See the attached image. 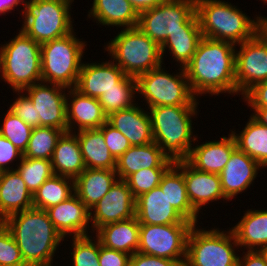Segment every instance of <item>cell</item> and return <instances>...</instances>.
Returning <instances> with one entry per match:
<instances>
[{
    "label": "cell",
    "instance_id": "23",
    "mask_svg": "<svg viewBox=\"0 0 267 266\" xmlns=\"http://www.w3.org/2000/svg\"><path fill=\"white\" fill-rule=\"evenodd\" d=\"M236 148L235 138L229 133L228 137L222 136L220 140L192 146L186 161L199 171L219 174Z\"/></svg>",
    "mask_w": 267,
    "mask_h": 266
},
{
    "label": "cell",
    "instance_id": "37",
    "mask_svg": "<svg viewBox=\"0 0 267 266\" xmlns=\"http://www.w3.org/2000/svg\"><path fill=\"white\" fill-rule=\"evenodd\" d=\"M63 133V130L53 127H33L23 157L51 160L57 141Z\"/></svg>",
    "mask_w": 267,
    "mask_h": 266
},
{
    "label": "cell",
    "instance_id": "22",
    "mask_svg": "<svg viewBox=\"0 0 267 266\" xmlns=\"http://www.w3.org/2000/svg\"><path fill=\"white\" fill-rule=\"evenodd\" d=\"M107 122L119 130L131 146H142L154 142L151 117L148 109L135 104L133 107L111 113Z\"/></svg>",
    "mask_w": 267,
    "mask_h": 266
},
{
    "label": "cell",
    "instance_id": "41",
    "mask_svg": "<svg viewBox=\"0 0 267 266\" xmlns=\"http://www.w3.org/2000/svg\"><path fill=\"white\" fill-rule=\"evenodd\" d=\"M169 168L141 169L129 175L124 181L132 191L135 199L153 188L158 187L162 177Z\"/></svg>",
    "mask_w": 267,
    "mask_h": 266
},
{
    "label": "cell",
    "instance_id": "53",
    "mask_svg": "<svg viewBox=\"0 0 267 266\" xmlns=\"http://www.w3.org/2000/svg\"><path fill=\"white\" fill-rule=\"evenodd\" d=\"M257 17L259 18V31L267 39V17L261 15Z\"/></svg>",
    "mask_w": 267,
    "mask_h": 266
},
{
    "label": "cell",
    "instance_id": "10",
    "mask_svg": "<svg viewBox=\"0 0 267 266\" xmlns=\"http://www.w3.org/2000/svg\"><path fill=\"white\" fill-rule=\"evenodd\" d=\"M194 225L187 238L184 266H238L239 248L231 230L199 228Z\"/></svg>",
    "mask_w": 267,
    "mask_h": 266
},
{
    "label": "cell",
    "instance_id": "38",
    "mask_svg": "<svg viewBox=\"0 0 267 266\" xmlns=\"http://www.w3.org/2000/svg\"><path fill=\"white\" fill-rule=\"evenodd\" d=\"M15 166L32 195L54 175L51 160L47 159L22 157L19 164Z\"/></svg>",
    "mask_w": 267,
    "mask_h": 266
},
{
    "label": "cell",
    "instance_id": "1",
    "mask_svg": "<svg viewBox=\"0 0 267 266\" xmlns=\"http://www.w3.org/2000/svg\"><path fill=\"white\" fill-rule=\"evenodd\" d=\"M236 45L203 37L184 67L193 94L236 95ZM203 94V95H202Z\"/></svg>",
    "mask_w": 267,
    "mask_h": 266
},
{
    "label": "cell",
    "instance_id": "9",
    "mask_svg": "<svg viewBox=\"0 0 267 266\" xmlns=\"http://www.w3.org/2000/svg\"><path fill=\"white\" fill-rule=\"evenodd\" d=\"M160 65L137 79V94L142 95L148 107L156 106H198V98L193 94L185 69L171 74Z\"/></svg>",
    "mask_w": 267,
    "mask_h": 266
},
{
    "label": "cell",
    "instance_id": "55",
    "mask_svg": "<svg viewBox=\"0 0 267 266\" xmlns=\"http://www.w3.org/2000/svg\"><path fill=\"white\" fill-rule=\"evenodd\" d=\"M264 4L267 3V0H261Z\"/></svg>",
    "mask_w": 267,
    "mask_h": 266
},
{
    "label": "cell",
    "instance_id": "31",
    "mask_svg": "<svg viewBox=\"0 0 267 266\" xmlns=\"http://www.w3.org/2000/svg\"><path fill=\"white\" fill-rule=\"evenodd\" d=\"M159 187L166 194L170 205L175 211L185 220L192 222L194 225H198L197 222L200 216L193 209L188 198L183 172L175 164L165 172Z\"/></svg>",
    "mask_w": 267,
    "mask_h": 266
},
{
    "label": "cell",
    "instance_id": "27",
    "mask_svg": "<svg viewBox=\"0 0 267 266\" xmlns=\"http://www.w3.org/2000/svg\"><path fill=\"white\" fill-rule=\"evenodd\" d=\"M115 170L86 168L74 179V191L89 208H93L116 183Z\"/></svg>",
    "mask_w": 267,
    "mask_h": 266
},
{
    "label": "cell",
    "instance_id": "49",
    "mask_svg": "<svg viewBox=\"0 0 267 266\" xmlns=\"http://www.w3.org/2000/svg\"><path fill=\"white\" fill-rule=\"evenodd\" d=\"M238 257V266H267V258L262 251H244Z\"/></svg>",
    "mask_w": 267,
    "mask_h": 266
},
{
    "label": "cell",
    "instance_id": "6",
    "mask_svg": "<svg viewBox=\"0 0 267 266\" xmlns=\"http://www.w3.org/2000/svg\"><path fill=\"white\" fill-rule=\"evenodd\" d=\"M105 46L111 60L128 76L137 78L164 64L161 46L137 26L121 29Z\"/></svg>",
    "mask_w": 267,
    "mask_h": 266
},
{
    "label": "cell",
    "instance_id": "36",
    "mask_svg": "<svg viewBox=\"0 0 267 266\" xmlns=\"http://www.w3.org/2000/svg\"><path fill=\"white\" fill-rule=\"evenodd\" d=\"M136 93H138L137 79L127 75L118 84V88L106 91L98 98V101L104 113L109 116L113 112L133 107L136 104Z\"/></svg>",
    "mask_w": 267,
    "mask_h": 266
},
{
    "label": "cell",
    "instance_id": "20",
    "mask_svg": "<svg viewBox=\"0 0 267 266\" xmlns=\"http://www.w3.org/2000/svg\"><path fill=\"white\" fill-rule=\"evenodd\" d=\"M127 75L112 61L85 63L81 66L75 89L80 93L99 98L106 91L118 88Z\"/></svg>",
    "mask_w": 267,
    "mask_h": 266
},
{
    "label": "cell",
    "instance_id": "45",
    "mask_svg": "<svg viewBox=\"0 0 267 266\" xmlns=\"http://www.w3.org/2000/svg\"><path fill=\"white\" fill-rule=\"evenodd\" d=\"M23 153H21L8 139L0 134V172L15 170L11 163L21 161ZM17 159V160H16Z\"/></svg>",
    "mask_w": 267,
    "mask_h": 266
},
{
    "label": "cell",
    "instance_id": "25",
    "mask_svg": "<svg viewBox=\"0 0 267 266\" xmlns=\"http://www.w3.org/2000/svg\"><path fill=\"white\" fill-rule=\"evenodd\" d=\"M33 207V195L18 171L0 172V219Z\"/></svg>",
    "mask_w": 267,
    "mask_h": 266
},
{
    "label": "cell",
    "instance_id": "13",
    "mask_svg": "<svg viewBox=\"0 0 267 266\" xmlns=\"http://www.w3.org/2000/svg\"><path fill=\"white\" fill-rule=\"evenodd\" d=\"M236 47V95L242 97L256 84L267 81V39L258 31ZM239 50V51H238Z\"/></svg>",
    "mask_w": 267,
    "mask_h": 266
},
{
    "label": "cell",
    "instance_id": "8",
    "mask_svg": "<svg viewBox=\"0 0 267 266\" xmlns=\"http://www.w3.org/2000/svg\"><path fill=\"white\" fill-rule=\"evenodd\" d=\"M74 0H25L21 30L39 44L74 31L71 4ZM73 21V22H72Z\"/></svg>",
    "mask_w": 267,
    "mask_h": 266
},
{
    "label": "cell",
    "instance_id": "39",
    "mask_svg": "<svg viewBox=\"0 0 267 266\" xmlns=\"http://www.w3.org/2000/svg\"><path fill=\"white\" fill-rule=\"evenodd\" d=\"M0 123V134L8 139L21 153L27 149L33 127L26 124L9 109Z\"/></svg>",
    "mask_w": 267,
    "mask_h": 266
},
{
    "label": "cell",
    "instance_id": "26",
    "mask_svg": "<svg viewBox=\"0 0 267 266\" xmlns=\"http://www.w3.org/2000/svg\"><path fill=\"white\" fill-rule=\"evenodd\" d=\"M140 223L137 217L109 223L99 227L94 233L101 245L133 255L139 248Z\"/></svg>",
    "mask_w": 267,
    "mask_h": 266
},
{
    "label": "cell",
    "instance_id": "32",
    "mask_svg": "<svg viewBox=\"0 0 267 266\" xmlns=\"http://www.w3.org/2000/svg\"><path fill=\"white\" fill-rule=\"evenodd\" d=\"M76 133L86 168L115 170L116 159L109 152L99 129Z\"/></svg>",
    "mask_w": 267,
    "mask_h": 266
},
{
    "label": "cell",
    "instance_id": "30",
    "mask_svg": "<svg viewBox=\"0 0 267 266\" xmlns=\"http://www.w3.org/2000/svg\"><path fill=\"white\" fill-rule=\"evenodd\" d=\"M54 175L75 179L85 169L76 133L64 132L58 139L51 159Z\"/></svg>",
    "mask_w": 267,
    "mask_h": 266
},
{
    "label": "cell",
    "instance_id": "18",
    "mask_svg": "<svg viewBox=\"0 0 267 266\" xmlns=\"http://www.w3.org/2000/svg\"><path fill=\"white\" fill-rule=\"evenodd\" d=\"M260 169L263 167L257 161L236 148L225 168L219 173L224 196L231 201L250 188L251 184L253 187Z\"/></svg>",
    "mask_w": 267,
    "mask_h": 266
},
{
    "label": "cell",
    "instance_id": "28",
    "mask_svg": "<svg viewBox=\"0 0 267 266\" xmlns=\"http://www.w3.org/2000/svg\"><path fill=\"white\" fill-rule=\"evenodd\" d=\"M241 220L231 228L237 243L239 252L262 251L267 246V209H248ZM243 247V248H242Z\"/></svg>",
    "mask_w": 267,
    "mask_h": 266
},
{
    "label": "cell",
    "instance_id": "15",
    "mask_svg": "<svg viewBox=\"0 0 267 266\" xmlns=\"http://www.w3.org/2000/svg\"><path fill=\"white\" fill-rule=\"evenodd\" d=\"M135 204L136 199L127 183L118 179L108 193L90 209L92 232L106 224L135 217Z\"/></svg>",
    "mask_w": 267,
    "mask_h": 266
},
{
    "label": "cell",
    "instance_id": "12",
    "mask_svg": "<svg viewBox=\"0 0 267 266\" xmlns=\"http://www.w3.org/2000/svg\"><path fill=\"white\" fill-rule=\"evenodd\" d=\"M194 224H140L139 253L178 261L184 266L187 238Z\"/></svg>",
    "mask_w": 267,
    "mask_h": 266
},
{
    "label": "cell",
    "instance_id": "54",
    "mask_svg": "<svg viewBox=\"0 0 267 266\" xmlns=\"http://www.w3.org/2000/svg\"><path fill=\"white\" fill-rule=\"evenodd\" d=\"M262 253L266 256L267 258V246L262 250Z\"/></svg>",
    "mask_w": 267,
    "mask_h": 266
},
{
    "label": "cell",
    "instance_id": "16",
    "mask_svg": "<svg viewBox=\"0 0 267 266\" xmlns=\"http://www.w3.org/2000/svg\"><path fill=\"white\" fill-rule=\"evenodd\" d=\"M184 175L186 191L193 209L200 214V210L210 202L227 200L221 188L219 174L202 172L192 167L186 160L174 163Z\"/></svg>",
    "mask_w": 267,
    "mask_h": 266
},
{
    "label": "cell",
    "instance_id": "33",
    "mask_svg": "<svg viewBox=\"0 0 267 266\" xmlns=\"http://www.w3.org/2000/svg\"><path fill=\"white\" fill-rule=\"evenodd\" d=\"M230 130L237 148L257 161L263 168L267 167V126L259 123L251 115L242 131Z\"/></svg>",
    "mask_w": 267,
    "mask_h": 266
},
{
    "label": "cell",
    "instance_id": "46",
    "mask_svg": "<svg viewBox=\"0 0 267 266\" xmlns=\"http://www.w3.org/2000/svg\"><path fill=\"white\" fill-rule=\"evenodd\" d=\"M130 256L128 253L107 248L100 244V266H129Z\"/></svg>",
    "mask_w": 267,
    "mask_h": 266
},
{
    "label": "cell",
    "instance_id": "43",
    "mask_svg": "<svg viewBox=\"0 0 267 266\" xmlns=\"http://www.w3.org/2000/svg\"><path fill=\"white\" fill-rule=\"evenodd\" d=\"M99 130L103 134L109 152L116 160L131 147L129 140L108 122L104 123Z\"/></svg>",
    "mask_w": 267,
    "mask_h": 266
},
{
    "label": "cell",
    "instance_id": "51",
    "mask_svg": "<svg viewBox=\"0 0 267 266\" xmlns=\"http://www.w3.org/2000/svg\"><path fill=\"white\" fill-rule=\"evenodd\" d=\"M19 4H22L24 7L25 0H0V15L8 14L13 10L15 7H17Z\"/></svg>",
    "mask_w": 267,
    "mask_h": 266
},
{
    "label": "cell",
    "instance_id": "48",
    "mask_svg": "<svg viewBox=\"0 0 267 266\" xmlns=\"http://www.w3.org/2000/svg\"><path fill=\"white\" fill-rule=\"evenodd\" d=\"M129 266H182L178 261L139 252L130 256Z\"/></svg>",
    "mask_w": 267,
    "mask_h": 266
},
{
    "label": "cell",
    "instance_id": "3",
    "mask_svg": "<svg viewBox=\"0 0 267 266\" xmlns=\"http://www.w3.org/2000/svg\"><path fill=\"white\" fill-rule=\"evenodd\" d=\"M197 108L198 106H156L148 109L154 142L174 162L186 160L192 145L198 139L193 134L192 126V118L198 115Z\"/></svg>",
    "mask_w": 267,
    "mask_h": 266
},
{
    "label": "cell",
    "instance_id": "47",
    "mask_svg": "<svg viewBox=\"0 0 267 266\" xmlns=\"http://www.w3.org/2000/svg\"><path fill=\"white\" fill-rule=\"evenodd\" d=\"M243 98L242 100L248 104V107L267 108V81L256 84Z\"/></svg>",
    "mask_w": 267,
    "mask_h": 266
},
{
    "label": "cell",
    "instance_id": "42",
    "mask_svg": "<svg viewBox=\"0 0 267 266\" xmlns=\"http://www.w3.org/2000/svg\"><path fill=\"white\" fill-rule=\"evenodd\" d=\"M0 266H27L10 231L0 224Z\"/></svg>",
    "mask_w": 267,
    "mask_h": 266
},
{
    "label": "cell",
    "instance_id": "11",
    "mask_svg": "<svg viewBox=\"0 0 267 266\" xmlns=\"http://www.w3.org/2000/svg\"><path fill=\"white\" fill-rule=\"evenodd\" d=\"M137 27L159 45L176 31H201L196 0H168L142 11Z\"/></svg>",
    "mask_w": 267,
    "mask_h": 266
},
{
    "label": "cell",
    "instance_id": "35",
    "mask_svg": "<svg viewBox=\"0 0 267 266\" xmlns=\"http://www.w3.org/2000/svg\"><path fill=\"white\" fill-rule=\"evenodd\" d=\"M202 38L201 31H176L168 35L167 39L160 45L162 58L168 48L173 60L184 68L191 61Z\"/></svg>",
    "mask_w": 267,
    "mask_h": 266
},
{
    "label": "cell",
    "instance_id": "24",
    "mask_svg": "<svg viewBox=\"0 0 267 266\" xmlns=\"http://www.w3.org/2000/svg\"><path fill=\"white\" fill-rule=\"evenodd\" d=\"M174 163L155 142H152L142 146H131L116 160L115 171L119 180H125L141 169L170 168Z\"/></svg>",
    "mask_w": 267,
    "mask_h": 266
},
{
    "label": "cell",
    "instance_id": "44",
    "mask_svg": "<svg viewBox=\"0 0 267 266\" xmlns=\"http://www.w3.org/2000/svg\"><path fill=\"white\" fill-rule=\"evenodd\" d=\"M17 93V98L9 106V110L21 118L26 124L32 127L40 126V121L36 119L35 107L29 97L23 91H13Z\"/></svg>",
    "mask_w": 267,
    "mask_h": 266
},
{
    "label": "cell",
    "instance_id": "7",
    "mask_svg": "<svg viewBox=\"0 0 267 266\" xmlns=\"http://www.w3.org/2000/svg\"><path fill=\"white\" fill-rule=\"evenodd\" d=\"M72 32L41 44V78L43 82L75 88L87 47L86 41Z\"/></svg>",
    "mask_w": 267,
    "mask_h": 266
},
{
    "label": "cell",
    "instance_id": "2",
    "mask_svg": "<svg viewBox=\"0 0 267 266\" xmlns=\"http://www.w3.org/2000/svg\"><path fill=\"white\" fill-rule=\"evenodd\" d=\"M2 223L16 241L27 266L54 265V254L64 238L50 221L46 210L32 207L8 216Z\"/></svg>",
    "mask_w": 267,
    "mask_h": 266
},
{
    "label": "cell",
    "instance_id": "17",
    "mask_svg": "<svg viewBox=\"0 0 267 266\" xmlns=\"http://www.w3.org/2000/svg\"><path fill=\"white\" fill-rule=\"evenodd\" d=\"M57 231L66 237L88 236L90 209L74 193L65 201L46 210Z\"/></svg>",
    "mask_w": 267,
    "mask_h": 266
},
{
    "label": "cell",
    "instance_id": "40",
    "mask_svg": "<svg viewBox=\"0 0 267 266\" xmlns=\"http://www.w3.org/2000/svg\"><path fill=\"white\" fill-rule=\"evenodd\" d=\"M90 235L81 237H71L72 266H100L99 253L100 242ZM93 239V240H92Z\"/></svg>",
    "mask_w": 267,
    "mask_h": 266
},
{
    "label": "cell",
    "instance_id": "14",
    "mask_svg": "<svg viewBox=\"0 0 267 266\" xmlns=\"http://www.w3.org/2000/svg\"><path fill=\"white\" fill-rule=\"evenodd\" d=\"M67 89L58 84L41 81L22 90L33 103L36 119L40 121V126L68 131L67 92H65Z\"/></svg>",
    "mask_w": 267,
    "mask_h": 266
},
{
    "label": "cell",
    "instance_id": "21",
    "mask_svg": "<svg viewBox=\"0 0 267 266\" xmlns=\"http://www.w3.org/2000/svg\"><path fill=\"white\" fill-rule=\"evenodd\" d=\"M135 216L140 224H193L174 210L159 186L136 198Z\"/></svg>",
    "mask_w": 267,
    "mask_h": 266
},
{
    "label": "cell",
    "instance_id": "52",
    "mask_svg": "<svg viewBox=\"0 0 267 266\" xmlns=\"http://www.w3.org/2000/svg\"><path fill=\"white\" fill-rule=\"evenodd\" d=\"M251 116L259 123L267 126V108H252Z\"/></svg>",
    "mask_w": 267,
    "mask_h": 266
},
{
    "label": "cell",
    "instance_id": "5",
    "mask_svg": "<svg viewBox=\"0 0 267 266\" xmlns=\"http://www.w3.org/2000/svg\"><path fill=\"white\" fill-rule=\"evenodd\" d=\"M0 73V79L12 91L41 82V44L20 29L13 39L0 46Z\"/></svg>",
    "mask_w": 267,
    "mask_h": 266
},
{
    "label": "cell",
    "instance_id": "4",
    "mask_svg": "<svg viewBox=\"0 0 267 266\" xmlns=\"http://www.w3.org/2000/svg\"><path fill=\"white\" fill-rule=\"evenodd\" d=\"M196 15L203 37L238 45L259 31V18L251 19L223 0H196Z\"/></svg>",
    "mask_w": 267,
    "mask_h": 266
},
{
    "label": "cell",
    "instance_id": "34",
    "mask_svg": "<svg viewBox=\"0 0 267 266\" xmlns=\"http://www.w3.org/2000/svg\"><path fill=\"white\" fill-rule=\"evenodd\" d=\"M75 193L74 179L66 176L53 175L47 179L33 195V207L47 210Z\"/></svg>",
    "mask_w": 267,
    "mask_h": 266
},
{
    "label": "cell",
    "instance_id": "50",
    "mask_svg": "<svg viewBox=\"0 0 267 266\" xmlns=\"http://www.w3.org/2000/svg\"><path fill=\"white\" fill-rule=\"evenodd\" d=\"M138 13L165 3L168 0H128Z\"/></svg>",
    "mask_w": 267,
    "mask_h": 266
},
{
    "label": "cell",
    "instance_id": "19",
    "mask_svg": "<svg viewBox=\"0 0 267 266\" xmlns=\"http://www.w3.org/2000/svg\"><path fill=\"white\" fill-rule=\"evenodd\" d=\"M66 112L68 132L74 131V133L81 130L99 129L107 122L108 117L98 98L86 96L75 88L67 89Z\"/></svg>",
    "mask_w": 267,
    "mask_h": 266
},
{
    "label": "cell",
    "instance_id": "29",
    "mask_svg": "<svg viewBox=\"0 0 267 266\" xmlns=\"http://www.w3.org/2000/svg\"><path fill=\"white\" fill-rule=\"evenodd\" d=\"M90 17L97 25L124 29L138 25L139 13L128 0H93Z\"/></svg>",
    "mask_w": 267,
    "mask_h": 266
}]
</instances>
